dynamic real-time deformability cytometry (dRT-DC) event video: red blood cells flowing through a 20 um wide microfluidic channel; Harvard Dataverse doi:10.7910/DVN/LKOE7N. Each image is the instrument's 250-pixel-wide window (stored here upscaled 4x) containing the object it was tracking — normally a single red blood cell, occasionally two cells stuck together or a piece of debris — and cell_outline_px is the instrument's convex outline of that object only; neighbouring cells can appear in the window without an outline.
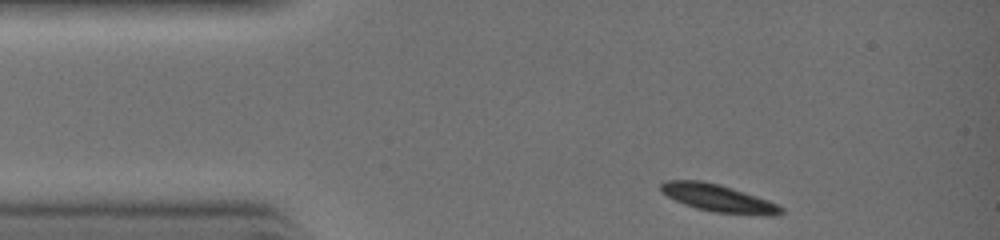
{"species": "common noctule bat (a hibernating species)", "species_latin": "Nyctalus noctula", "temperature_condition": "warm", "stored_images_in_passage": 25, "camera_frame_rate_fps": 3000, "um_per_image_px": 0.085, "animal": {"sex": "female", "body_mass_g": 19.0, "forearm_length_mm": 51.5}, "frame": {"image": 1, "passage_image": 1, "time_ms": 0.0, "image_size_px": [1000, 240], "cell_outline_px": [[784, 212], [776, 216], [764, 216], [712, 212], [696, 208], [684, 204], [668, 196], [660, 188], [660, 184], [664, 180], [704, 180], [720, 184], [768, 200], [784, 208]], "centroid_in_image_um": [61.09, 16.85], "position_along_channel_um": 23.9, "area_um2": 19.36}}
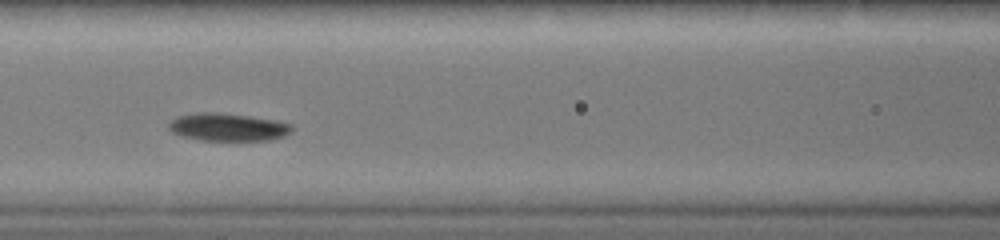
{"frame": {"image": 2, "passage_image": 10, "time_ms": 3.0, "image_size_px": [1000, 240], "cell_outline_px": [[292, 132], [284, 136], [272, 140], [200, 140], [184, 136], [172, 132], [168, 128], [168, 124], [176, 116], [196, 112], [220, 112], [276, 120], [292, 124]], "centroid_in_image_um": [19.37, 10.79], "position_along_channel_um": 147.2, "area_um2": 20.0}}
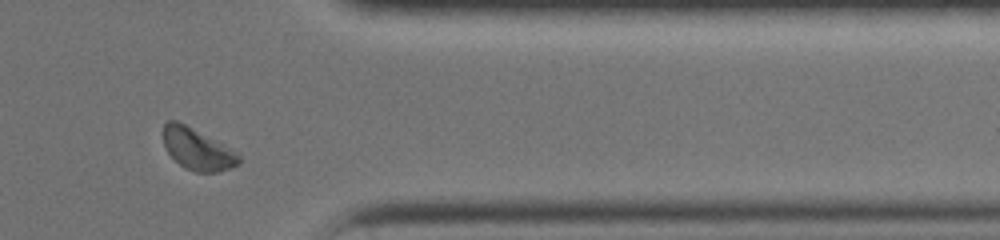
{"frame": {"image": 3, "passage_image": 23, "time_ms": 7.333, "image_size_px": [1000, 240], "cell_outline_px": [[240, 164], [216, 172], [196, 172], [184, 168], [168, 152], [164, 144], [164, 124], [168, 120], [176, 120], [184, 124], [236, 152], [240, 156]], "centroid_in_image_um": [16.76, 12.69], "position_along_channel_um": 394.6, "area_um2": 17.69}}